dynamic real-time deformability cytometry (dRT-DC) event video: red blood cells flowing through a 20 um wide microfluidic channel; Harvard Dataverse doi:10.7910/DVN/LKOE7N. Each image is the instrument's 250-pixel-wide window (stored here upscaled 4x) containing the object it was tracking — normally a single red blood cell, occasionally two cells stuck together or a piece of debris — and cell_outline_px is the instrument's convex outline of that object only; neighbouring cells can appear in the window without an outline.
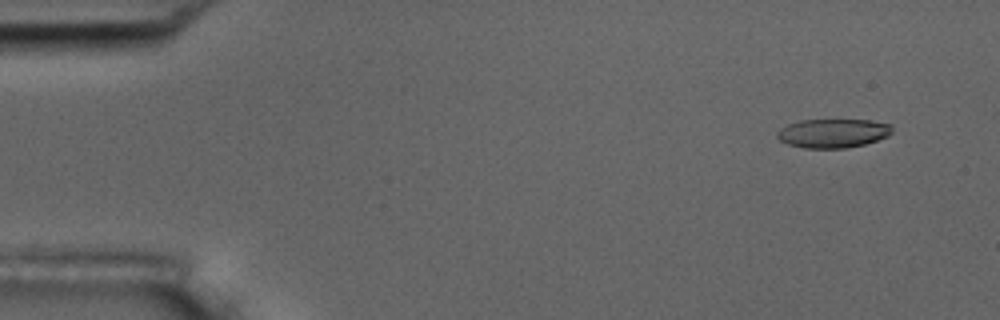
{"species": "common noctule bat (a hibernating species)", "species_latin": "Nyctalus noctula", "temperature_condition": "room temperature", "stored_images_in_passage": 5, "camera_frame_rate_fps": 3000, "um_per_image_px": 0.085, "animal": {"sex": "male", "body_mass_g": 17.5, "forearm_length_mm": 52.3}, "frame": {"image": 1, "passage_image": 1, "time_ms": 0.0, "image_size_px": [1000, 320], "cell_outline_px": [[892, 132], [888, 136], [864, 144], [844, 148], [804, 148], [788, 144], [780, 140], [776, 136], [776, 132], [780, 128], [788, 124], [800, 120], [872, 120], [892, 124]], "centroid_in_image_um": [70.8, 11.32], "position_along_channel_um": 14.2, "area_um2": 19.42}}